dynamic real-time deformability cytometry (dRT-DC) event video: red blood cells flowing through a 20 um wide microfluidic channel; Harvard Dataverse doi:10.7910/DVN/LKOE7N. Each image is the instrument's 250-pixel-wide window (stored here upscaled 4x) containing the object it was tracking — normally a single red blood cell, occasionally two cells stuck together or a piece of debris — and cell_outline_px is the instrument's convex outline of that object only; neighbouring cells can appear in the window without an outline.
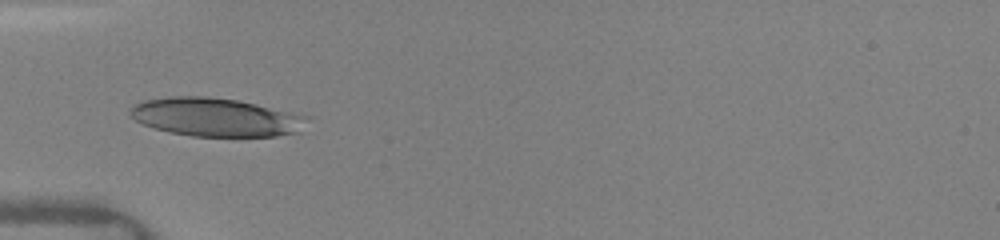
{"species": "human", "species_latin": "Homo sapiens", "temperature_condition": "warm", "stored_images_in_passage": 6, "camera_frame_rate_fps": 3000, "um_per_image_px": 0.085, "donor": {"sex": "female"}, "frame": {"image": 1, "passage_image": 1, "time_ms": 0.0, "image_size_px": [1000, 240], "cell_outline_px": [[312, 116], [300, 132], [276, 136], [192, 136], [168, 132], [144, 124], [136, 120], [128, 112], [136, 104], [144, 100], [168, 96], [208, 96], [236, 100], [256, 104]], "centroid_in_image_um": [18.4, 9.96], "position_along_channel_um": 66.6, "area_um2": 39.77}}
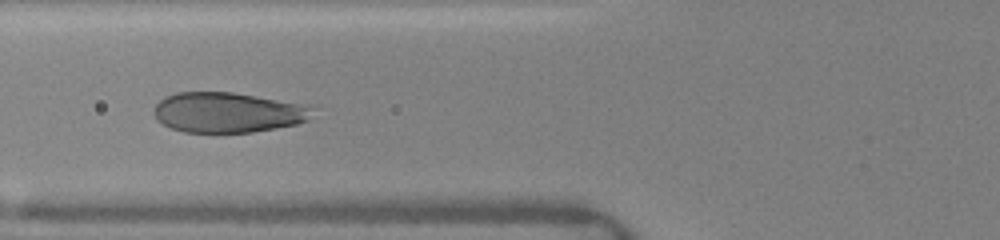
{"frame": {"image": 2, "passage_image": 5, "time_ms": 1.0, "image_size_px": [1000, 240], "cell_outline_px": [[312, 108], [308, 120], [296, 124], [276, 128], [252, 132], [184, 132], [172, 128], [156, 120], [152, 112], [156, 104], [164, 96], [176, 92], [232, 92], [308, 104]], "centroid_in_image_um": [19.33, 9.55], "position_along_channel_um": 106.5, "area_um2": 37.28}}